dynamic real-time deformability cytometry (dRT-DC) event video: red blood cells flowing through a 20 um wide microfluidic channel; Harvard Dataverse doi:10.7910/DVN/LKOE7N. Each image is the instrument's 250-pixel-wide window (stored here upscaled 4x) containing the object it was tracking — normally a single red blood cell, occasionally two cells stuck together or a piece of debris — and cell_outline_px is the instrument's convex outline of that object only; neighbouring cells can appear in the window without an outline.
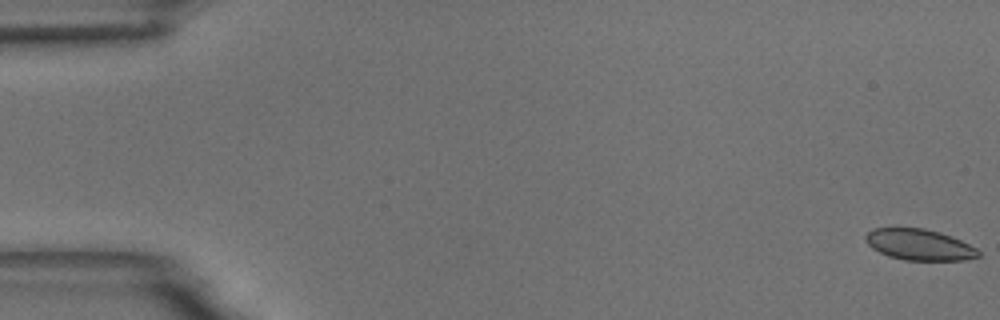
{"species": "common noctule bat (a hibernating species)", "species_latin": "Nyctalus noctula", "temperature_condition": "room temperature", "stored_images_in_passage": 56, "camera_frame_rate_fps": 3000, "um_per_image_px": 0.085, "animal": {"sex": "male", "body_mass_g": 18.8}, "frame": {"image": 1, "passage_image": 1, "time_ms": 0.0, "image_size_px": [1000, 320], "cell_outline_px": [[980, 256], [964, 260], [904, 260], [888, 256], [872, 248], [864, 240], [864, 236], [872, 228], [924, 228], [940, 232], [952, 236], [976, 248], [980, 252]], "centroid_in_image_um": [78.12, 20.79], "position_along_channel_um": 6.9, "area_um2": 20.46}}
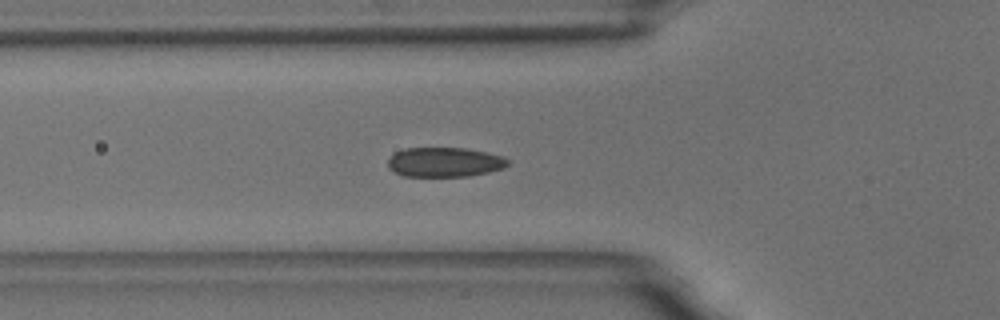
{"frame": {"image": 2, "passage_image": 20, "time_ms": 6.333, "image_size_px": [1000, 320], "cell_outline_px": [[508, 164], [504, 168], [488, 172], [468, 176], [404, 176], [392, 172], [388, 168], [388, 160], [396, 152], [404, 148], [464, 148], [488, 152], [504, 156], [508, 160]], "centroid_in_image_um": [37.79, 13.78], "position_along_channel_um": 88.0, "area_um2": 20.75}}
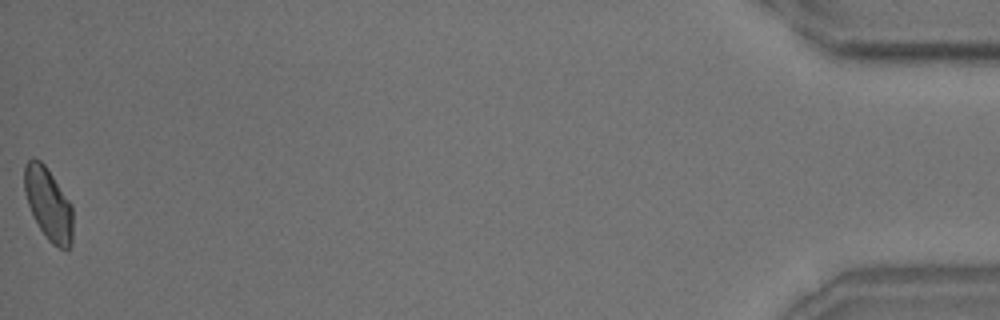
{"frame": {"image": 3, "passage_image": 56, "time_ms": 18.333, "image_size_px": [1000, 320], "cell_outline_px": [[72, 244], [68, 248], [60, 248], [52, 244], [48, 240], [40, 228], [28, 204], [24, 192], [24, 164], [32, 156], [40, 160], [44, 164], [72, 204]], "centroid_in_image_um": [4.1, 17.31], "position_along_channel_um": 431.1, "area_um2": 20.35}, "authors_computed_cell_mechanics": {"area_um2": 21.097, "velocity_mm_per_s": 3.6656, "shape_relaxation_time_tau1_ms": 3.7251, "shape_relaxation_time_tau2_ms": 0.9714, "deformation_change_tau1": 0.0946, "deformation_change_tau2": 0.045}}